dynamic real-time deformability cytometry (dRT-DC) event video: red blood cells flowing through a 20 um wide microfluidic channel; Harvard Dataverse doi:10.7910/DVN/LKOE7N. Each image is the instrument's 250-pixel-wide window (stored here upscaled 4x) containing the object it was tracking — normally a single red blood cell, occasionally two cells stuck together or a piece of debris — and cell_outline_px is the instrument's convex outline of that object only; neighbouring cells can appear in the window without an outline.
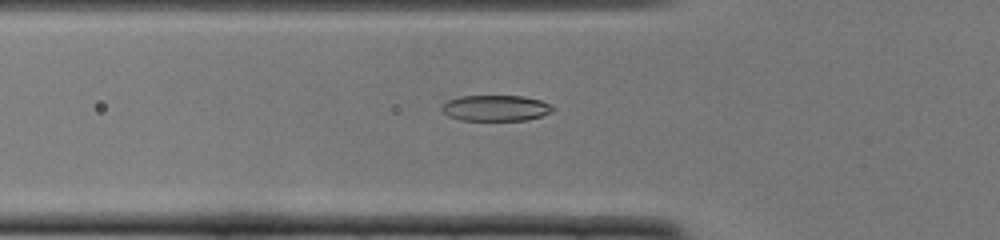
{"species": "common noctule bat (a hibernating species)", "species_latin": "Nyctalus noctula", "temperature_condition": "cold", "stored_images_in_passage": 52, "camera_frame_rate_fps": 3000, "um_per_image_px": 0.085, "animal": {"sex": "female", "body_mass_g": 22.0, "forearm_length_mm": 56.7}, "frame": {"image": 1, "passage_image": 18, "time_ms": 5.667, "image_size_px": [1000, 240], "cell_outline_px": [[556, 108], [552, 112], [540, 116], [524, 120], [460, 120], [448, 116], [440, 108], [440, 104], [448, 100], [460, 96], [524, 96], [540, 100]], "centroid_in_image_um": [42.1, 9.18], "position_along_channel_um": 83.7, "area_um2": 16.76}}
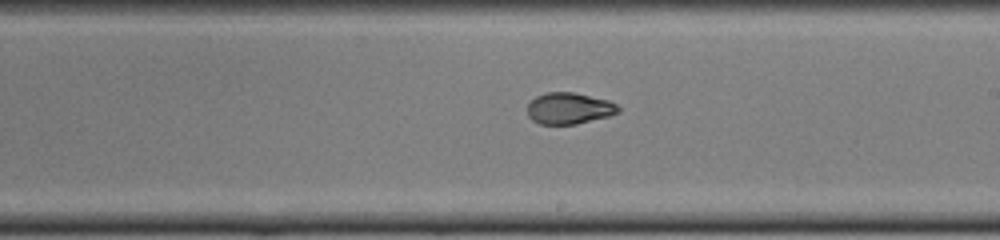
{"frame": {"image": 2, "passage_image": 30, "time_ms": 9.667, "image_size_px": [1000, 240], "cell_outline_px": [[620, 112], [608, 116], [576, 124], [540, 124], [532, 120], [528, 116], [528, 104], [536, 96], [544, 92], [572, 92], [608, 100], [616, 104], [620, 108]], "centroid_in_image_um": [48.36, 9.21], "position_along_channel_um": 240.6, "area_um2": 16.59}}
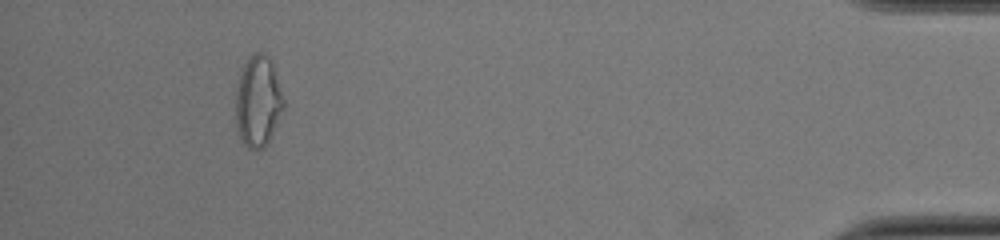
{"frame": {"image": 3, "passage_image": 48, "time_ms": 15.667, "image_size_px": [1000, 240], "cell_outline_px": [[284, 108], [264, 148], [256, 152], [248, 148], [244, 144], [240, 136], [236, 124], [236, 88], [240, 68], [248, 56], [256, 52], [260, 52], [268, 56], [272, 60], [284, 100]], "centroid_in_image_um": [21.91, 8.58], "position_along_channel_um": 413.3, "area_um2": 25.66}, "authors_computed_cell_mechanics": {"area_um2": 17.8024, "velocity_mm_per_s": 3.9373, "shape_relaxation_time_tau1_ms": 3.588, "shape_relaxation_time_tau2_ms": 1.4157, "deformation_change_tau1": 0.1748, "deformation_change_tau2": 0.0551}}